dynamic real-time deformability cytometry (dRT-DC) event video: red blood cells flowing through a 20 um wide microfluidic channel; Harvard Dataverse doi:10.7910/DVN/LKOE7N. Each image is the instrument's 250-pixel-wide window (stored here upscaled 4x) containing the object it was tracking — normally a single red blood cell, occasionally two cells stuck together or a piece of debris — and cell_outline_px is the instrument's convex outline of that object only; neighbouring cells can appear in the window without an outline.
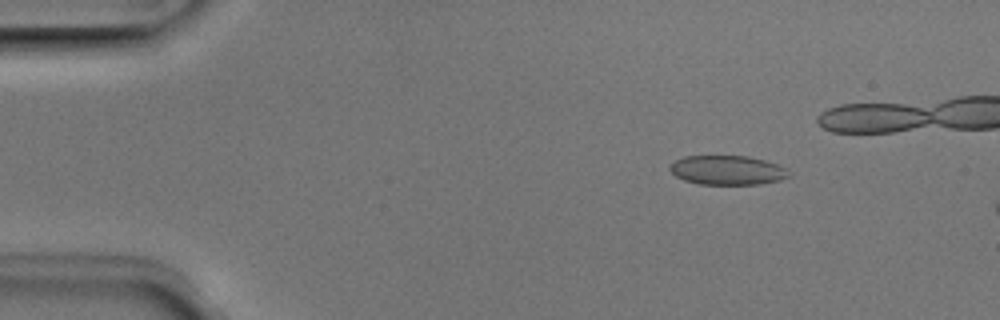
{"species": "Egyptian fruit bat (a non-hibernating species)", "species_latin": "Rousettus aegyptiacus", "temperature_condition": "room temperature", "stored_images_in_passage": 16, "camera_frame_rate_fps": 3000, "um_per_image_px": 0.085, "animal": {"sex": "male"}, "frame": {"image": 1, "passage_image": 7, "time_ms": 2.0, "image_size_px": [1000, 320], "cell_outline_px": [[788, 176], [780, 180], [760, 184], [700, 184], [684, 180], [676, 176], [668, 168], [676, 160], [684, 156], [748, 156], [764, 160], [788, 168]], "centroid_in_image_um": [61.83, 14.46], "position_along_channel_um": 23.2, "area_um2": 20.17}}